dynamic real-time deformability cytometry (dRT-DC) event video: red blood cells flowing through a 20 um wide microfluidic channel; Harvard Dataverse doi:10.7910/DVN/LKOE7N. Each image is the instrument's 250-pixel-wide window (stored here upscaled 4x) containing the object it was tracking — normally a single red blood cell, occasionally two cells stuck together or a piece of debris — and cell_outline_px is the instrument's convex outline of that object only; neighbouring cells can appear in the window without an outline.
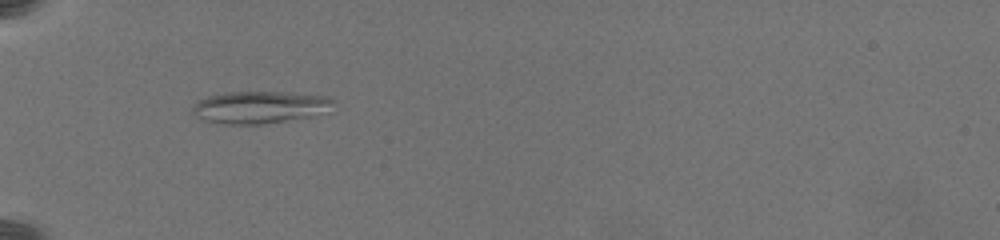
{"species": "common noctule bat (a hibernating species)", "species_latin": "Nyctalus noctula", "temperature_condition": "warm", "stored_images_in_passage": 2, "camera_frame_rate_fps": 3000, "um_per_image_px": 0.085, "animal": {"sex": "female", "body_mass_g": 19.5, "forearm_length_mm": 54.1}, "frame": {"image": 1, "passage_image": 1, "time_ms": 0.0, "image_size_px": [1000, 240], "cell_outline_px": [[332, 112], [312, 116], [264, 124], [220, 124], [200, 120], [192, 112], [192, 108], [200, 100], [208, 96], [228, 92], [280, 92], [328, 96], [332, 100]], "centroid_in_image_um": [22.1, 9.13], "position_along_channel_um": 62.9, "area_um2": 26.59}}